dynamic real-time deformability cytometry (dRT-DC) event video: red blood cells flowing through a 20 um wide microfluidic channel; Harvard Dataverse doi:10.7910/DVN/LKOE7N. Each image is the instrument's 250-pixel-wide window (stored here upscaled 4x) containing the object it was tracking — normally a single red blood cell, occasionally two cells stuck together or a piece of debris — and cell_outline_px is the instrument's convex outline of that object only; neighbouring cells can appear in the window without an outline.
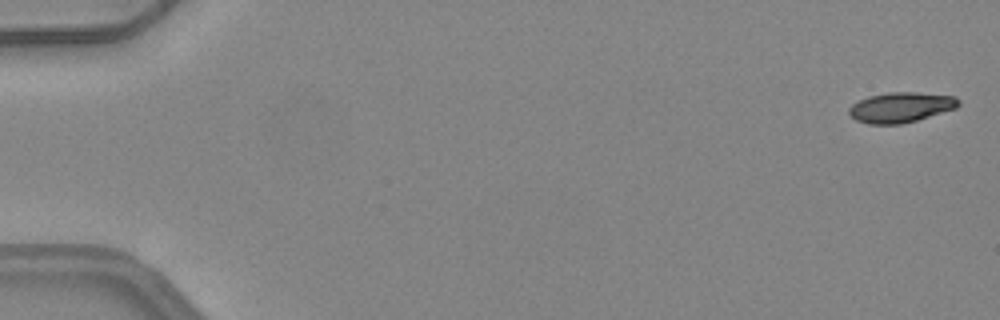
{"species": "common noctule bat (a hibernating species)", "species_latin": "Nyctalus noctula", "temperature_condition": "warm", "stored_images_in_passage": 51, "camera_frame_rate_fps": 3000, "um_per_image_px": 0.085, "animal": {"sex": "female", "body_mass_g": 24.6, "forearm_length_mm": 56.2}, "frame": {"image": 1, "passage_image": 2, "time_ms": 0.333, "image_size_px": [1000, 320], "cell_outline_px": [[960, 104], [956, 108], [916, 120], [900, 124], [868, 124], [856, 120], [848, 112], [848, 108], [852, 104], [868, 96], [888, 92], [916, 92], [956, 96], [960, 100]], "centroid_in_image_um": [76.57, 9.11], "position_along_channel_um": 8.4, "area_um2": 19.25}}
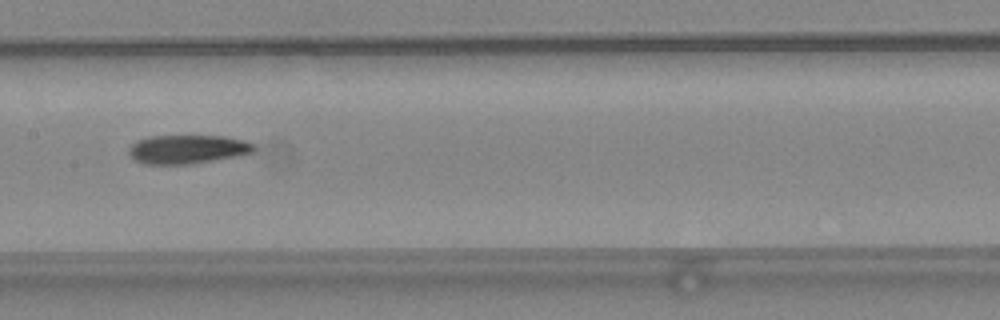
{"frame": {"image": 2, "passage_image": 27, "time_ms": 8.667, "image_size_px": [1000, 320], "cell_outline_px": [[256, 148], [252, 152], [240, 156], [192, 164], [144, 164], [136, 160], [128, 152], [128, 148], [136, 140], [152, 136], [224, 136], [244, 140], [256, 144]], "centroid_in_image_um": [15.97, 12.69], "position_along_channel_um": 191.4, "area_um2": 21.15}}
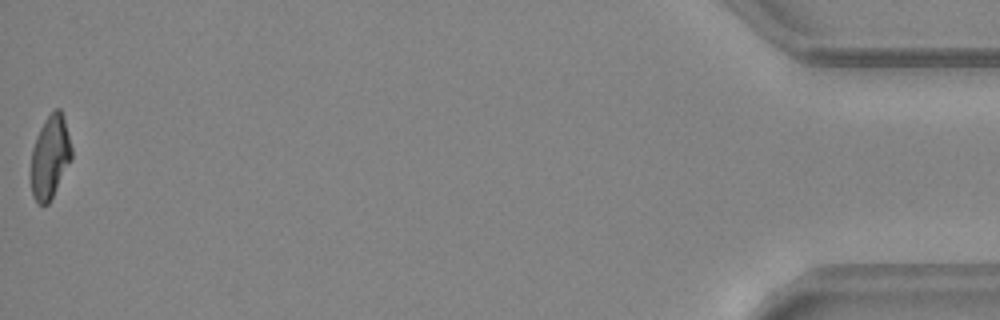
{"frame": {"image": 3, "passage_image": 51, "time_ms": 16.667, "image_size_px": [1000, 320], "cell_outline_px": [[72, 160], [48, 204], [40, 204], [32, 196], [32, 148], [36, 136], [44, 120], [56, 108], [60, 108], [64, 120], [72, 148]], "centroid_in_image_um": [4.27, 13.34], "position_along_channel_um": 430.9, "area_um2": 19.36}, "authors_computed_cell_mechanics": {"area_um2": 20.808, "velocity_mm_per_s": 4.1914, "shape_relaxation_time_tau1_ms": 8.5493, "shape_relaxation_time_tau2_ms": 5.3431, "deformation_change_tau1": 0.2691, "deformation_change_tau2": 0.1599}}